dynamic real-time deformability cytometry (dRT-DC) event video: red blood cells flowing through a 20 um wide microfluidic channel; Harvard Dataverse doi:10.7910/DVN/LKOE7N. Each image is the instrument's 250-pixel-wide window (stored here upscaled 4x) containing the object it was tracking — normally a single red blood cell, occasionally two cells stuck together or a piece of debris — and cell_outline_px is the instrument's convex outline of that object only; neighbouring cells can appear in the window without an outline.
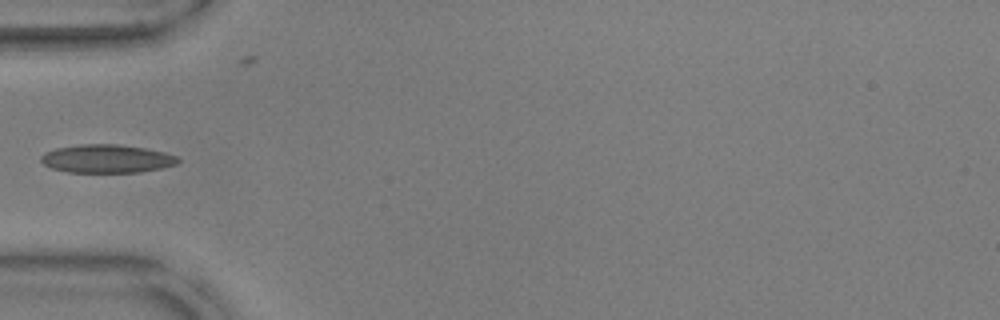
{"species": "common noctule bat (a hibernating species)", "species_latin": "Nyctalus noctula", "temperature_condition": "warm", "stored_images_in_passage": 17, "camera_frame_rate_fps": 3000, "um_per_image_px": 0.085, "animal": {"sex": "male", "body_mass_g": 17.9, "forearm_length_mm": 54.2}, "frame": {"image": 1, "passage_image": 1, "time_ms": 0.0, "image_size_px": [1000, 320], "cell_outline_px": [[180, 160], [176, 164], [160, 168], [140, 172], [68, 172], [52, 168], [44, 164], [40, 160], [40, 156], [44, 152], [56, 148], [80, 144], [116, 144], [144, 148], [164, 152], [176, 156]], "centroid_in_image_um": [9.04, 13.49], "position_along_channel_um": 76.0, "area_um2": 22.48}}